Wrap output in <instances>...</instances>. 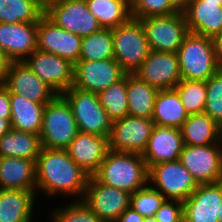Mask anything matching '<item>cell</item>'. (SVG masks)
I'll list each match as a JSON object with an SVG mask.
<instances>
[{
	"label": "cell",
	"mask_w": 222,
	"mask_h": 222,
	"mask_svg": "<svg viewBox=\"0 0 222 222\" xmlns=\"http://www.w3.org/2000/svg\"><path fill=\"white\" fill-rule=\"evenodd\" d=\"M42 145L38 134L11 129L0 137V157L37 161Z\"/></svg>",
	"instance_id": "83f0119b"
},
{
	"label": "cell",
	"mask_w": 222,
	"mask_h": 222,
	"mask_svg": "<svg viewBox=\"0 0 222 222\" xmlns=\"http://www.w3.org/2000/svg\"><path fill=\"white\" fill-rule=\"evenodd\" d=\"M38 201L36 192L0 189V222H34Z\"/></svg>",
	"instance_id": "603a6c76"
},
{
	"label": "cell",
	"mask_w": 222,
	"mask_h": 222,
	"mask_svg": "<svg viewBox=\"0 0 222 222\" xmlns=\"http://www.w3.org/2000/svg\"><path fill=\"white\" fill-rule=\"evenodd\" d=\"M154 217L158 222H183V202L165 199Z\"/></svg>",
	"instance_id": "f35d334b"
},
{
	"label": "cell",
	"mask_w": 222,
	"mask_h": 222,
	"mask_svg": "<svg viewBox=\"0 0 222 222\" xmlns=\"http://www.w3.org/2000/svg\"><path fill=\"white\" fill-rule=\"evenodd\" d=\"M144 222H158L155 217L147 218Z\"/></svg>",
	"instance_id": "c3c4849f"
},
{
	"label": "cell",
	"mask_w": 222,
	"mask_h": 222,
	"mask_svg": "<svg viewBox=\"0 0 222 222\" xmlns=\"http://www.w3.org/2000/svg\"><path fill=\"white\" fill-rule=\"evenodd\" d=\"M215 58L220 67H222V32L212 38Z\"/></svg>",
	"instance_id": "b9f144b4"
},
{
	"label": "cell",
	"mask_w": 222,
	"mask_h": 222,
	"mask_svg": "<svg viewBox=\"0 0 222 222\" xmlns=\"http://www.w3.org/2000/svg\"><path fill=\"white\" fill-rule=\"evenodd\" d=\"M179 160L198 185L222 181V144L184 145Z\"/></svg>",
	"instance_id": "30bf717a"
},
{
	"label": "cell",
	"mask_w": 222,
	"mask_h": 222,
	"mask_svg": "<svg viewBox=\"0 0 222 222\" xmlns=\"http://www.w3.org/2000/svg\"><path fill=\"white\" fill-rule=\"evenodd\" d=\"M82 37L51 21L45 14L37 22V49L58 55L72 64L79 61Z\"/></svg>",
	"instance_id": "9a60e30c"
},
{
	"label": "cell",
	"mask_w": 222,
	"mask_h": 222,
	"mask_svg": "<svg viewBox=\"0 0 222 222\" xmlns=\"http://www.w3.org/2000/svg\"><path fill=\"white\" fill-rule=\"evenodd\" d=\"M11 122L0 117V137L11 130Z\"/></svg>",
	"instance_id": "f6af8a7d"
},
{
	"label": "cell",
	"mask_w": 222,
	"mask_h": 222,
	"mask_svg": "<svg viewBox=\"0 0 222 222\" xmlns=\"http://www.w3.org/2000/svg\"><path fill=\"white\" fill-rule=\"evenodd\" d=\"M10 62L11 61L6 57L4 52L0 49V85H3L5 82V77Z\"/></svg>",
	"instance_id": "7bdbcfd3"
},
{
	"label": "cell",
	"mask_w": 222,
	"mask_h": 222,
	"mask_svg": "<svg viewBox=\"0 0 222 222\" xmlns=\"http://www.w3.org/2000/svg\"><path fill=\"white\" fill-rule=\"evenodd\" d=\"M0 49L12 61H24L37 50V22L0 23Z\"/></svg>",
	"instance_id": "d6986e66"
},
{
	"label": "cell",
	"mask_w": 222,
	"mask_h": 222,
	"mask_svg": "<svg viewBox=\"0 0 222 222\" xmlns=\"http://www.w3.org/2000/svg\"><path fill=\"white\" fill-rule=\"evenodd\" d=\"M178 11L169 0H131L130 14L133 19H143L150 16H168Z\"/></svg>",
	"instance_id": "74e56055"
},
{
	"label": "cell",
	"mask_w": 222,
	"mask_h": 222,
	"mask_svg": "<svg viewBox=\"0 0 222 222\" xmlns=\"http://www.w3.org/2000/svg\"><path fill=\"white\" fill-rule=\"evenodd\" d=\"M0 117L11 120L10 92L4 85H0Z\"/></svg>",
	"instance_id": "ab89813d"
},
{
	"label": "cell",
	"mask_w": 222,
	"mask_h": 222,
	"mask_svg": "<svg viewBox=\"0 0 222 222\" xmlns=\"http://www.w3.org/2000/svg\"><path fill=\"white\" fill-rule=\"evenodd\" d=\"M154 126L152 119L131 115L113 121L109 150L143 154Z\"/></svg>",
	"instance_id": "7c38bea8"
},
{
	"label": "cell",
	"mask_w": 222,
	"mask_h": 222,
	"mask_svg": "<svg viewBox=\"0 0 222 222\" xmlns=\"http://www.w3.org/2000/svg\"><path fill=\"white\" fill-rule=\"evenodd\" d=\"M64 206H51L47 212L50 213L49 222H103L83 200H69Z\"/></svg>",
	"instance_id": "836d02e7"
},
{
	"label": "cell",
	"mask_w": 222,
	"mask_h": 222,
	"mask_svg": "<svg viewBox=\"0 0 222 222\" xmlns=\"http://www.w3.org/2000/svg\"><path fill=\"white\" fill-rule=\"evenodd\" d=\"M188 116L174 88L158 91L152 115L155 125L180 129Z\"/></svg>",
	"instance_id": "4316f807"
},
{
	"label": "cell",
	"mask_w": 222,
	"mask_h": 222,
	"mask_svg": "<svg viewBox=\"0 0 222 222\" xmlns=\"http://www.w3.org/2000/svg\"><path fill=\"white\" fill-rule=\"evenodd\" d=\"M86 4L104 29L116 28L131 18L128 0H86Z\"/></svg>",
	"instance_id": "f546056e"
},
{
	"label": "cell",
	"mask_w": 222,
	"mask_h": 222,
	"mask_svg": "<svg viewBox=\"0 0 222 222\" xmlns=\"http://www.w3.org/2000/svg\"><path fill=\"white\" fill-rule=\"evenodd\" d=\"M0 189L36 192V161L0 157Z\"/></svg>",
	"instance_id": "cb8c5ba5"
},
{
	"label": "cell",
	"mask_w": 222,
	"mask_h": 222,
	"mask_svg": "<svg viewBox=\"0 0 222 222\" xmlns=\"http://www.w3.org/2000/svg\"><path fill=\"white\" fill-rule=\"evenodd\" d=\"M37 4L46 11L50 6L59 3L62 0H35Z\"/></svg>",
	"instance_id": "bcb514c9"
},
{
	"label": "cell",
	"mask_w": 222,
	"mask_h": 222,
	"mask_svg": "<svg viewBox=\"0 0 222 222\" xmlns=\"http://www.w3.org/2000/svg\"><path fill=\"white\" fill-rule=\"evenodd\" d=\"M114 58L112 29L100 31L82 37L79 60H106Z\"/></svg>",
	"instance_id": "1f68e13d"
},
{
	"label": "cell",
	"mask_w": 222,
	"mask_h": 222,
	"mask_svg": "<svg viewBox=\"0 0 222 222\" xmlns=\"http://www.w3.org/2000/svg\"><path fill=\"white\" fill-rule=\"evenodd\" d=\"M144 221L145 218L140 213L129 207L120 214L119 219L116 222H144Z\"/></svg>",
	"instance_id": "60d3db41"
},
{
	"label": "cell",
	"mask_w": 222,
	"mask_h": 222,
	"mask_svg": "<svg viewBox=\"0 0 222 222\" xmlns=\"http://www.w3.org/2000/svg\"><path fill=\"white\" fill-rule=\"evenodd\" d=\"M46 104L30 101L23 95L10 94L11 128L39 135Z\"/></svg>",
	"instance_id": "484cf974"
},
{
	"label": "cell",
	"mask_w": 222,
	"mask_h": 222,
	"mask_svg": "<svg viewBox=\"0 0 222 222\" xmlns=\"http://www.w3.org/2000/svg\"><path fill=\"white\" fill-rule=\"evenodd\" d=\"M204 113L222 127V67L206 81Z\"/></svg>",
	"instance_id": "8d00e7d4"
},
{
	"label": "cell",
	"mask_w": 222,
	"mask_h": 222,
	"mask_svg": "<svg viewBox=\"0 0 222 222\" xmlns=\"http://www.w3.org/2000/svg\"><path fill=\"white\" fill-rule=\"evenodd\" d=\"M221 181L200 184L183 202V222H219Z\"/></svg>",
	"instance_id": "ac0fdd59"
},
{
	"label": "cell",
	"mask_w": 222,
	"mask_h": 222,
	"mask_svg": "<svg viewBox=\"0 0 222 222\" xmlns=\"http://www.w3.org/2000/svg\"><path fill=\"white\" fill-rule=\"evenodd\" d=\"M158 90L172 89L182 80L177 53L150 51L134 73Z\"/></svg>",
	"instance_id": "2e32d148"
},
{
	"label": "cell",
	"mask_w": 222,
	"mask_h": 222,
	"mask_svg": "<svg viewBox=\"0 0 222 222\" xmlns=\"http://www.w3.org/2000/svg\"><path fill=\"white\" fill-rule=\"evenodd\" d=\"M61 95L68 101L80 132L110 136L113 121L100 104L96 93L72 86Z\"/></svg>",
	"instance_id": "8992f818"
},
{
	"label": "cell",
	"mask_w": 222,
	"mask_h": 222,
	"mask_svg": "<svg viewBox=\"0 0 222 222\" xmlns=\"http://www.w3.org/2000/svg\"><path fill=\"white\" fill-rule=\"evenodd\" d=\"M180 130L184 145L222 144V127L204 112L189 115Z\"/></svg>",
	"instance_id": "d4e9b609"
},
{
	"label": "cell",
	"mask_w": 222,
	"mask_h": 222,
	"mask_svg": "<svg viewBox=\"0 0 222 222\" xmlns=\"http://www.w3.org/2000/svg\"><path fill=\"white\" fill-rule=\"evenodd\" d=\"M204 2L222 3V0H202Z\"/></svg>",
	"instance_id": "681fc988"
},
{
	"label": "cell",
	"mask_w": 222,
	"mask_h": 222,
	"mask_svg": "<svg viewBox=\"0 0 222 222\" xmlns=\"http://www.w3.org/2000/svg\"><path fill=\"white\" fill-rule=\"evenodd\" d=\"M183 147L180 129L155 125L142 157L149 170L153 165L178 160Z\"/></svg>",
	"instance_id": "44dd1931"
},
{
	"label": "cell",
	"mask_w": 222,
	"mask_h": 222,
	"mask_svg": "<svg viewBox=\"0 0 222 222\" xmlns=\"http://www.w3.org/2000/svg\"><path fill=\"white\" fill-rule=\"evenodd\" d=\"M191 0H169V3L178 11L184 12Z\"/></svg>",
	"instance_id": "ee69618b"
},
{
	"label": "cell",
	"mask_w": 222,
	"mask_h": 222,
	"mask_svg": "<svg viewBox=\"0 0 222 222\" xmlns=\"http://www.w3.org/2000/svg\"><path fill=\"white\" fill-rule=\"evenodd\" d=\"M148 183L165 199L182 202L198 187L192 174L179 159L153 165L148 172Z\"/></svg>",
	"instance_id": "ba28073f"
},
{
	"label": "cell",
	"mask_w": 222,
	"mask_h": 222,
	"mask_svg": "<svg viewBox=\"0 0 222 222\" xmlns=\"http://www.w3.org/2000/svg\"><path fill=\"white\" fill-rule=\"evenodd\" d=\"M218 217H219V222H222V181H221V204L219 206Z\"/></svg>",
	"instance_id": "7dc6e473"
},
{
	"label": "cell",
	"mask_w": 222,
	"mask_h": 222,
	"mask_svg": "<svg viewBox=\"0 0 222 222\" xmlns=\"http://www.w3.org/2000/svg\"><path fill=\"white\" fill-rule=\"evenodd\" d=\"M148 172L142 154L109 150L93 176L104 185L132 194L148 184Z\"/></svg>",
	"instance_id": "7a4b0ae2"
},
{
	"label": "cell",
	"mask_w": 222,
	"mask_h": 222,
	"mask_svg": "<svg viewBox=\"0 0 222 222\" xmlns=\"http://www.w3.org/2000/svg\"><path fill=\"white\" fill-rule=\"evenodd\" d=\"M97 96L112 121L128 116L127 74L117 83L99 92Z\"/></svg>",
	"instance_id": "d6a6232c"
},
{
	"label": "cell",
	"mask_w": 222,
	"mask_h": 222,
	"mask_svg": "<svg viewBox=\"0 0 222 222\" xmlns=\"http://www.w3.org/2000/svg\"><path fill=\"white\" fill-rule=\"evenodd\" d=\"M158 91L135 74H127L128 115L152 119Z\"/></svg>",
	"instance_id": "f1b7e54d"
},
{
	"label": "cell",
	"mask_w": 222,
	"mask_h": 222,
	"mask_svg": "<svg viewBox=\"0 0 222 222\" xmlns=\"http://www.w3.org/2000/svg\"><path fill=\"white\" fill-rule=\"evenodd\" d=\"M23 62L57 94L74 84V64L58 55L37 49Z\"/></svg>",
	"instance_id": "8fae6325"
},
{
	"label": "cell",
	"mask_w": 222,
	"mask_h": 222,
	"mask_svg": "<svg viewBox=\"0 0 222 222\" xmlns=\"http://www.w3.org/2000/svg\"><path fill=\"white\" fill-rule=\"evenodd\" d=\"M45 15L57 26L84 37L102 29L88 10L86 0H62L50 6Z\"/></svg>",
	"instance_id": "5bb4252c"
},
{
	"label": "cell",
	"mask_w": 222,
	"mask_h": 222,
	"mask_svg": "<svg viewBox=\"0 0 222 222\" xmlns=\"http://www.w3.org/2000/svg\"><path fill=\"white\" fill-rule=\"evenodd\" d=\"M144 27L150 50L177 53L189 34L185 16L177 12L168 16L139 19Z\"/></svg>",
	"instance_id": "52a82bcc"
},
{
	"label": "cell",
	"mask_w": 222,
	"mask_h": 222,
	"mask_svg": "<svg viewBox=\"0 0 222 222\" xmlns=\"http://www.w3.org/2000/svg\"><path fill=\"white\" fill-rule=\"evenodd\" d=\"M44 14L35 0H0V23L38 22Z\"/></svg>",
	"instance_id": "4dcf8cb0"
},
{
	"label": "cell",
	"mask_w": 222,
	"mask_h": 222,
	"mask_svg": "<svg viewBox=\"0 0 222 222\" xmlns=\"http://www.w3.org/2000/svg\"><path fill=\"white\" fill-rule=\"evenodd\" d=\"M183 14L190 33L213 38L222 32V3L191 0Z\"/></svg>",
	"instance_id": "7402d4cb"
},
{
	"label": "cell",
	"mask_w": 222,
	"mask_h": 222,
	"mask_svg": "<svg viewBox=\"0 0 222 222\" xmlns=\"http://www.w3.org/2000/svg\"><path fill=\"white\" fill-rule=\"evenodd\" d=\"M78 132L68 101L61 94H57L44 108L39 134L42 147L66 149Z\"/></svg>",
	"instance_id": "277c9868"
},
{
	"label": "cell",
	"mask_w": 222,
	"mask_h": 222,
	"mask_svg": "<svg viewBox=\"0 0 222 222\" xmlns=\"http://www.w3.org/2000/svg\"><path fill=\"white\" fill-rule=\"evenodd\" d=\"M164 200V196L148 183L131 194L130 207L147 219L154 217Z\"/></svg>",
	"instance_id": "d590c367"
},
{
	"label": "cell",
	"mask_w": 222,
	"mask_h": 222,
	"mask_svg": "<svg viewBox=\"0 0 222 222\" xmlns=\"http://www.w3.org/2000/svg\"><path fill=\"white\" fill-rule=\"evenodd\" d=\"M112 35L114 59L126 74H134L151 51L141 21L130 18L113 28Z\"/></svg>",
	"instance_id": "5b68a950"
},
{
	"label": "cell",
	"mask_w": 222,
	"mask_h": 222,
	"mask_svg": "<svg viewBox=\"0 0 222 222\" xmlns=\"http://www.w3.org/2000/svg\"><path fill=\"white\" fill-rule=\"evenodd\" d=\"M66 151L89 176H93L109 151V137L79 131Z\"/></svg>",
	"instance_id": "ffe728a7"
},
{
	"label": "cell",
	"mask_w": 222,
	"mask_h": 222,
	"mask_svg": "<svg viewBox=\"0 0 222 222\" xmlns=\"http://www.w3.org/2000/svg\"><path fill=\"white\" fill-rule=\"evenodd\" d=\"M89 175L70 157L66 149L42 147L36 161V195L83 200ZM70 198V199H69Z\"/></svg>",
	"instance_id": "6da1fadb"
},
{
	"label": "cell",
	"mask_w": 222,
	"mask_h": 222,
	"mask_svg": "<svg viewBox=\"0 0 222 222\" xmlns=\"http://www.w3.org/2000/svg\"><path fill=\"white\" fill-rule=\"evenodd\" d=\"M177 55L182 80L206 82L220 69L210 37L189 32Z\"/></svg>",
	"instance_id": "3957f363"
},
{
	"label": "cell",
	"mask_w": 222,
	"mask_h": 222,
	"mask_svg": "<svg viewBox=\"0 0 222 222\" xmlns=\"http://www.w3.org/2000/svg\"><path fill=\"white\" fill-rule=\"evenodd\" d=\"M130 196L127 191L104 185L94 176H89L83 202L103 222H116L130 207Z\"/></svg>",
	"instance_id": "9c48e42d"
},
{
	"label": "cell",
	"mask_w": 222,
	"mask_h": 222,
	"mask_svg": "<svg viewBox=\"0 0 222 222\" xmlns=\"http://www.w3.org/2000/svg\"><path fill=\"white\" fill-rule=\"evenodd\" d=\"M126 73L113 59L79 60L74 65L73 87L98 94L121 80Z\"/></svg>",
	"instance_id": "4fadbf2b"
},
{
	"label": "cell",
	"mask_w": 222,
	"mask_h": 222,
	"mask_svg": "<svg viewBox=\"0 0 222 222\" xmlns=\"http://www.w3.org/2000/svg\"><path fill=\"white\" fill-rule=\"evenodd\" d=\"M188 115L204 112L206 82L181 80L174 88Z\"/></svg>",
	"instance_id": "e575fe53"
},
{
	"label": "cell",
	"mask_w": 222,
	"mask_h": 222,
	"mask_svg": "<svg viewBox=\"0 0 222 222\" xmlns=\"http://www.w3.org/2000/svg\"><path fill=\"white\" fill-rule=\"evenodd\" d=\"M10 94L23 95L36 103H49L57 93L43 82L23 61H12L3 84Z\"/></svg>",
	"instance_id": "e0dca14e"
}]
</instances>
